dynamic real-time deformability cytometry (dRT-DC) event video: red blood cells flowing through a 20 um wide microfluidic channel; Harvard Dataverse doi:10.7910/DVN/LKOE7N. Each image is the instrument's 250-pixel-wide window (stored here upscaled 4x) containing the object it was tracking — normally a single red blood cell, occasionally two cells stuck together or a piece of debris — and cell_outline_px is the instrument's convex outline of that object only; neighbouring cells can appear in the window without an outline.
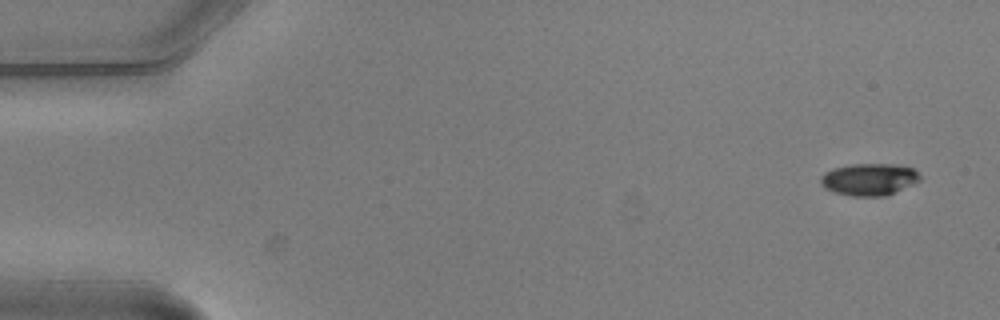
{"species": "common noctule bat (a hibernating species)", "species_latin": "Nyctalus noctula", "temperature_condition": "warm", "stored_images_in_passage": 5, "camera_frame_rate_fps": 3000, "um_per_image_px": 0.085, "animal": {"sex": "male", "body_mass_g": 20.5, "forearm_length_mm": 52.5}, "frame": {"image": 1, "passage_image": 1, "time_ms": 0.0, "image_size_px": [1000, 320], "cell_outline_px": [[920, 180], [912, 184], [884, 196], [852, 196], [836, 192], [824, 188], [820, 184], [820, 176], [824, 172], [832, 168], [852, 164], [892, 164], [912, 168], [920, 176]], "centroid_in_image_um": [73.81, 15.24], "position_along_channel_um": 11.2, "area_um2": 18.38}}
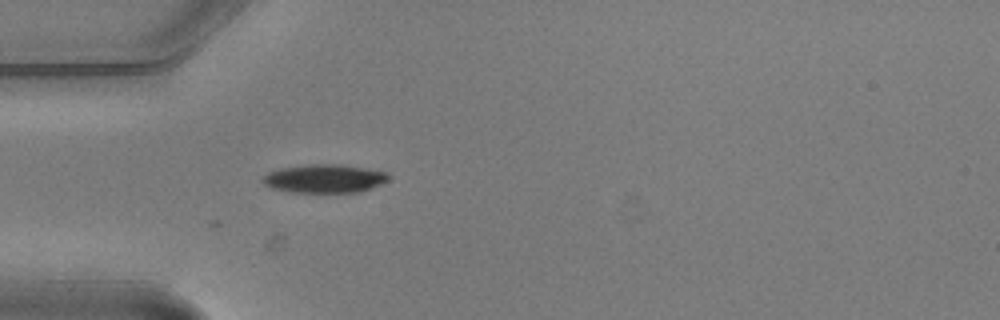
{"frame": {"image": 2, "passage_image": 5, "time_ms": 1.333, "image_size_px": [1000, 320], "cell_outline_px": [[392, 176], [388, 180], [372, 188], [360, 192], [288, 192], [272, 188], [264, 184], [260, 180], [260, 176], [268, 172], [280, 168], [308, 164], [340, 164], [364, 168], [384, 172]], "centroid_in_image_um": [27.53, 15.18], "position_along_channel_um": 57.5, "area_um2": 21.04}}